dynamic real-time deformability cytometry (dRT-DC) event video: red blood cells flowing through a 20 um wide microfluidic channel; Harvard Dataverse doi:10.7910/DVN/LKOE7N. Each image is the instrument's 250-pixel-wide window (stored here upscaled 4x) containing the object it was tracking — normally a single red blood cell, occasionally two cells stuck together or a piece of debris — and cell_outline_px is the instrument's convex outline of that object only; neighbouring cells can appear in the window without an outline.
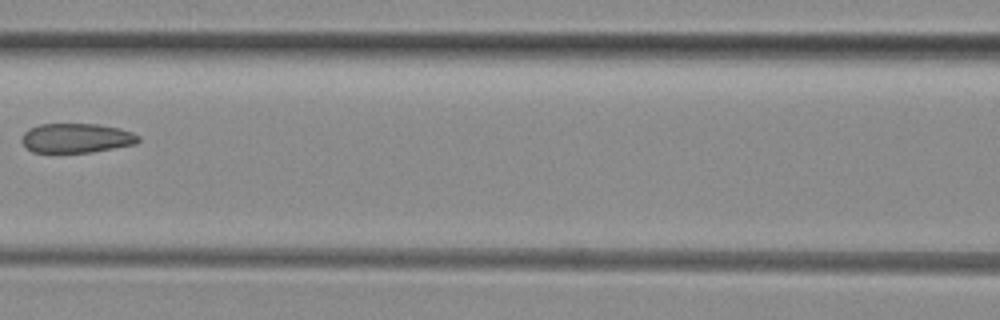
{"species": "common noctule bat (a hibernating species)", "species_latin": "Nyctalus noctula", "temperature_condition": "room temperature", "stored_images_in_passage": 7, "camera_frame_rate_fps": 3000, "um_per_image_px": 0.085, "animal": {"sex": "female", "body_mass_g": 29.2, "forearm_length_mm": 56.3}, "frame": {"image": 1, "passage_image": 5, "time_ms": 5.667, "image_size_px": [1000, 320], "cell_outline_px": [[140, 140], [136, 144], [92, 152], [32, 152], [20, 140], [24, 132], [40, 124], [96, 124], [120, 128], [132, 132], [140, 136]], "centroid_in_image_um": [6.53, 11.73], "position_along_channel_um": 160.1, "area_um2": 19.94}}
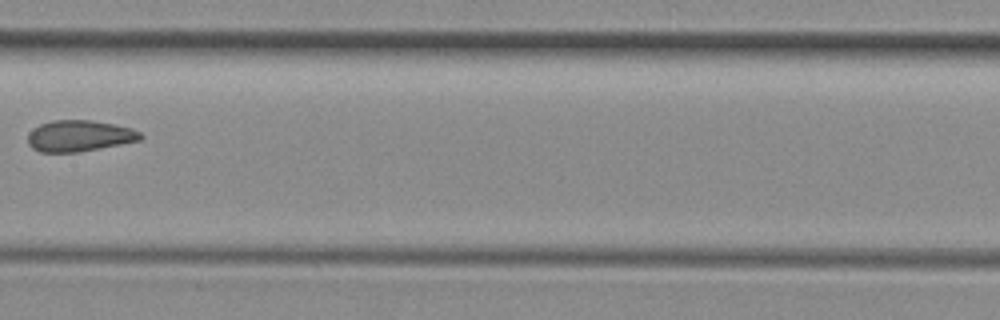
{"frame": {"image": 2, "passage_image": 6, "time_ms": 6.667, "image_size_px": [1000, 320], "cell_outline_px": [[144, 136], [140, 140], [80, 152], [40, 152], [32, 148], [28, 144], [28, 132], [32, 128], [40, 124], [52, 120], [92, 120], [132, 128], [140, 132]], "centroid_in_image_um": [6.72, 11.55], "position_along_channel_um": 200.7, "area_um2": 20.58}}
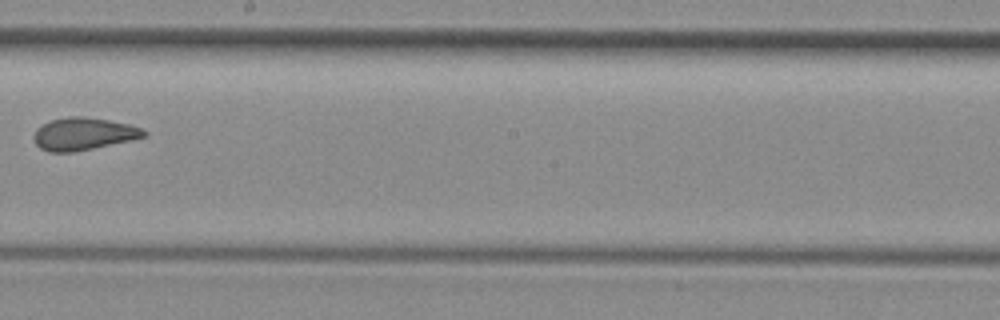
{"frame": {"image": 3, "passage_image": 7, "time_ms": 7.667, "image_size_px": [1000, 320], "cell_outline_px": [[148, 132], [144, 136], [132, 140], [72, 152], [48, 152], [40, 148], [36, 144], [36, 128], [52, 120], [72, 116], [84, 116], [108, 120], [128, 124], [140, 128]], "centroid_in_image_um": [7.11, 11.38], "position_along_channel_um": 241.1, "area_um2": 20.4}}